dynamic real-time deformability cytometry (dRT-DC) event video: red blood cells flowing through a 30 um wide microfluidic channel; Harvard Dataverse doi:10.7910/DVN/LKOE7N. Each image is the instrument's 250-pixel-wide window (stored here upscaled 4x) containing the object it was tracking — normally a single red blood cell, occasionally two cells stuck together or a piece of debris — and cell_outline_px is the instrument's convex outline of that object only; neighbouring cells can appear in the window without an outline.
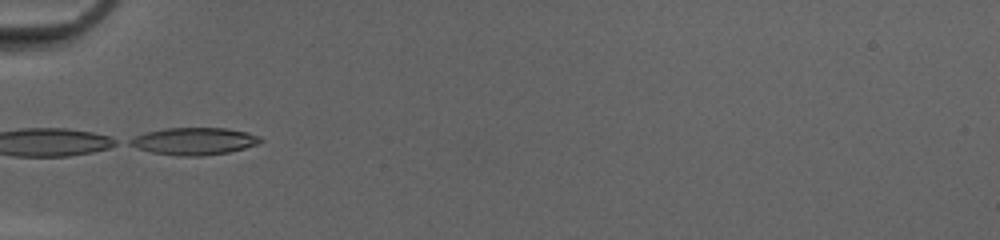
{"species": "common noctule bat (a hibernating species)", "species_latin": "Nyctalus noctula", "temperature_condition": "cold", "stored_images_in_passage": 32, "camera_frame_rate_fps": 3000, "um_per_image_px": 0.085, "animal": {"sex": "female", "body_mass_g": 20.0, "forearm_length_mm": 54.0}, "frame": {"image": 1, "passage_image": 1, "time_ms": 0.0, "image_size_px": [1000, 240], "cell_outline_px": [[264, 140], [256, 144], [244, 148], [228, 152], [200, 156], [176, 156], [152, 152], [136, 148], [128, 144], [128, 140], [144, 132], [164, 128], [224, 128], [248, 132], [260, 136]], "centroid_in_image_um": [16.47, 12.0], "position_along_channel_um": 68.5, "area_um2": 20.75}}
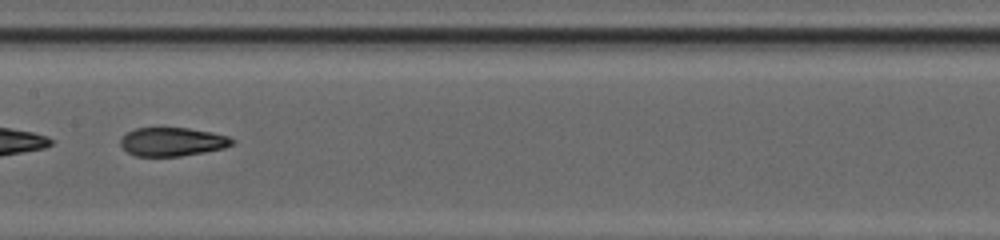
{"frame": {"image": 2, "passage_image": 10, "time_ms": 3.0, "image_size_px": [1000, 240], "cell_outline_px": [[236, 144], [224, 148], [204, 152], [180, 156], [136, 156], [128, 152], [120, 144], [120, 136], [136, 128], [188, 128], [212, 132], [228, 136], [236, 140]], "centroid_in_image_um": [14.68, 12.05], "position_along_channel_um": 192.7, "area_um2": 18.73}}
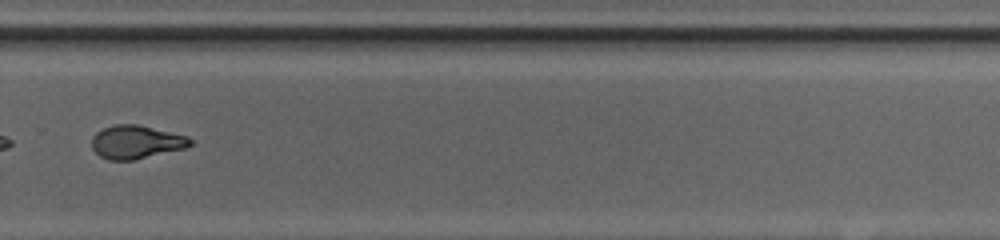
{"frame": {"image": 3, "passage_image": 19, "time_ms": 6.0, "image_size_px": [1000, 240], "cell_outline_px": [[192, 144], [184, 148], [132, 160], [108, 160], [100, 156], [92, 148], [92, 136], [96, 132], [112, 124], [140, 124], [188, 136], [192, 140]], "centroid_in_image_um": [11.55, 12.05], "position_along_channel_um": 318.2, "area_um2": 19.13}, "authors_computed_cell_mechanics": {"area_um2": 19.5364, "velocity_mm_per_s": 4.1982, "shape_relaxation_time_tau1_ms": 8.919, "shape_relaxation_time_tau2_ms": 1.6564, "deformation_change_tau1": 0.2989, "deformation_change_tau2": 0.0832}}